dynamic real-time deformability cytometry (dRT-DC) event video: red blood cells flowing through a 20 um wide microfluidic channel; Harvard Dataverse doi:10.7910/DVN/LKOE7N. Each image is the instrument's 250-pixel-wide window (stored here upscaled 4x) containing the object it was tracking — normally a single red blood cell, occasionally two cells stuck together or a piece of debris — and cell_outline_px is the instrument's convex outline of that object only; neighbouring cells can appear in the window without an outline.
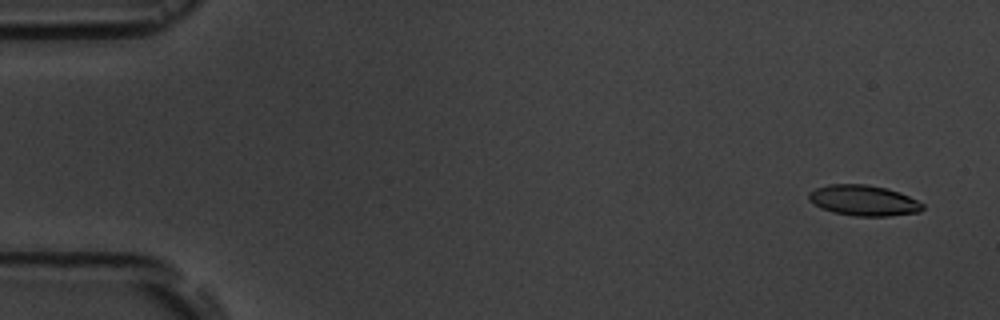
{"species": "common noctule bat (a hibernating species)", "species_latin": "Nyctalus noctula", "temperature_condition": "room temperature", "stored_images_in_passage": 6, "camera_frame_rate_fps": 3000, "um_per_image_px": 0.085, "animal": {"sex": "male", "body_mass_g": 19.5, "forearm_length_mm": 54.6}, "frame": {"image": 1, "passage_image": 1, "time_ms": 0.0, "image_size_px": [1000, 320], "cell_outline_px": [[924, 208], [920, 212], [888, 216], [856, 216], [832, 212], [820, 208], [808, 200], [808, 192], [816, 188], [828, 184], [868, 184], [900, 192], [924, 204]], "centroid_in_image_um": [73.38, 17.04], "position_along_channel_um": 11.6, "area_um2": 20.4}}
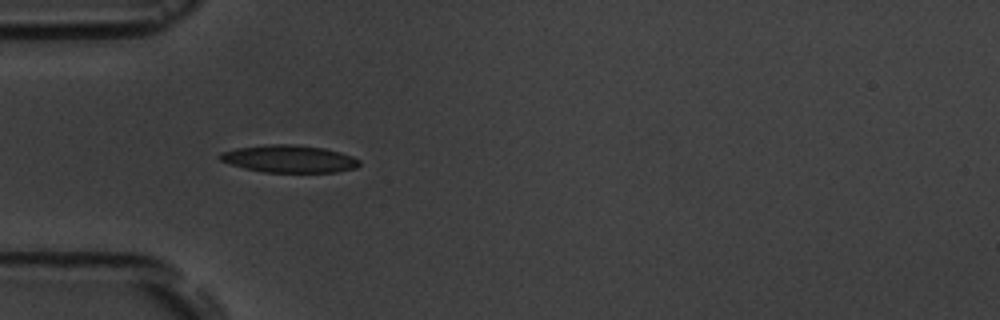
{"frame": {"image": 2, "passage_image": 5, "time_ms": 4.667, "image_size_px": [1000, 320], "cell_outline_px": [[360, 164], [356, 168], [336, 172], [264, 172], [244, 168], [220, 160], [220, 152], [236, 148], [268, 144], [296, 144], [324, 148], [340, 152], [352, 156], [360, 160]], "centroid_in_image_um": [24.6, 13.49], "position_along_channel_um": 60.4, "area_um2": 22.25}}
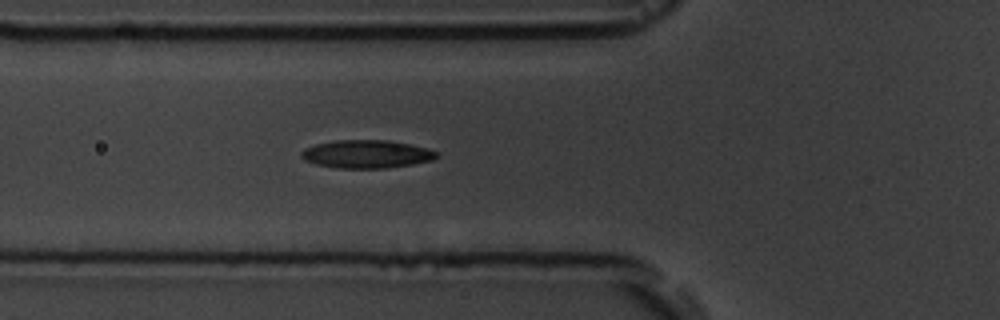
{"frame": {"image": 3, "passage_image": 6, "time_ms": 5.667, "image_size_px": [1000, 320], "cell_outline_px": [[436, 156], [432, 160], [412, 164], [388, 168], [336, 168], [316, 164], [304, 160], [300, 156], [300, 152], [304, 148], [316, 144], [336, 140], [384, 140], [408, 144], [428, 148], [436, 152]], "centroid_in_image_um": [31.1, 13.1], "position_along_channel_um": 94.7, "area_um2": 22.02}}